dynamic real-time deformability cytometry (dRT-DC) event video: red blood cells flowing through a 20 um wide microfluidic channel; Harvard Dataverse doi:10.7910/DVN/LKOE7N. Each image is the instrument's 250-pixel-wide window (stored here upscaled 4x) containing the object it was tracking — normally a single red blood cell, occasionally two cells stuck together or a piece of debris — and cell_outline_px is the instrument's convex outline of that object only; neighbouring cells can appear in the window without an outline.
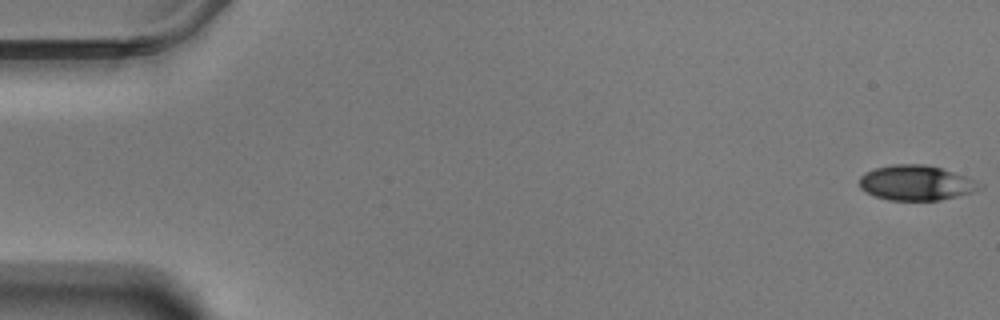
{"species": "Egyptian fruit bat (a non-hibernating species)", "species_latin": "Rousettus aegyptiacus", "temperature_condition": "warm", "stored_images_in_passage": 59, "camera_frame_rate_fps": 3000, "um_per_image_px": 0.085, "animal": {"sex": "male"}, "frame": {"image": 1, "passage_image": 1, "time_ms": 0.0, "image_size_px": [1000, 320], "cell_outline_px": [[984, 188], [972, 192], [940, 200], [888, 200], [864, 192], [860, 188], [860, 176], [864, 172], [876, 168], [892, 164], [924, 164], [940, 168], [964, 176], [984, 184]], "centroid_in_image_um": [77.85, 15.54], "position_along_channel_um": 7.1, "area_um2": 24.51}}
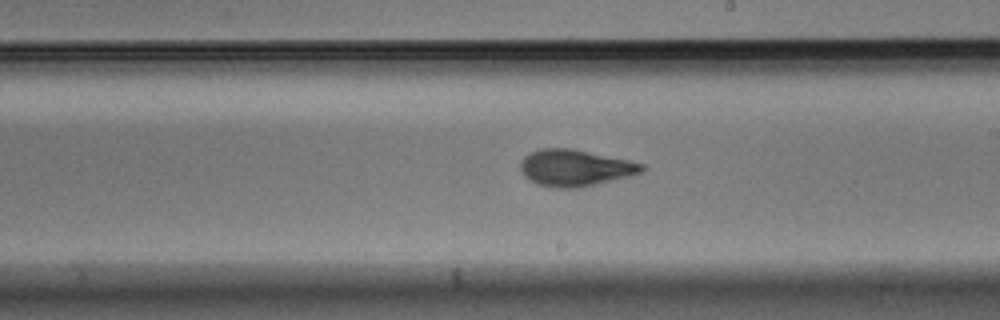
{"frame": {"image": 2, "passage_image": 34, "time_ms": 11.0, "image_size_px": [1000, 320], "cell_outline_px": [[648, 168], [640, 172], [628, 176], [596, 184], [576, 188], [552, 188], [536, 184], [524, 176], [520, 168], [520, 160], [524, 156], [540, 148], [572, 148], [628, 160], [644, 164]], "centroid_in_image_um": [48.85, 14.27], "position_along_channel_um": 240.1, "area_um2": 25.89}}
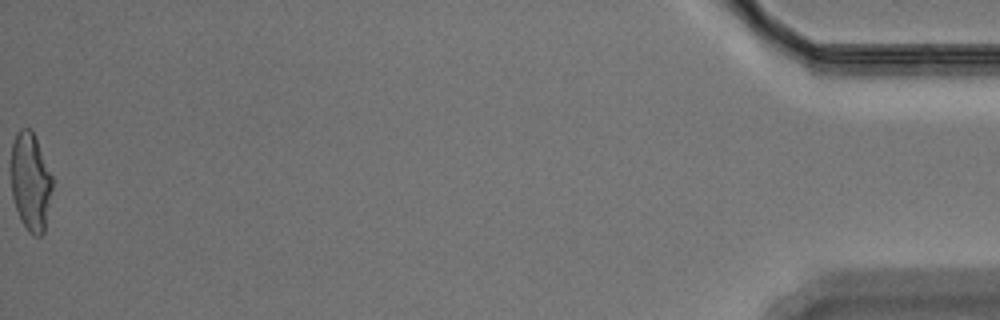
{"frame": {"image": 3, "passage_image": 59, "time_ms": 19.333, "image_size_px": [1000, 320], "cell_outline_px": [[56, 180], [44, 232], [40, 236], [32, 236], [28, 232], [20, 220], [12, 196], [12, 144], [20, 128], [28, 128], [32, 132]], "centroid_in_image_um": [2.66, 15.52], "position_along_channel_um": 432.5, "area_um2": 24.04}, "authors_computed_cell_mechanics": {"area_um2": 24.9696, "velocity_mm_per_s": 3.4803, "shape_relaxation_time_tau1_ms": 3.5434, "shape_relaxation_time_tau2_ms": 2.126, "deformation_change_tau1": 0.1691, "deformation_change_tau2": 0.0964}}